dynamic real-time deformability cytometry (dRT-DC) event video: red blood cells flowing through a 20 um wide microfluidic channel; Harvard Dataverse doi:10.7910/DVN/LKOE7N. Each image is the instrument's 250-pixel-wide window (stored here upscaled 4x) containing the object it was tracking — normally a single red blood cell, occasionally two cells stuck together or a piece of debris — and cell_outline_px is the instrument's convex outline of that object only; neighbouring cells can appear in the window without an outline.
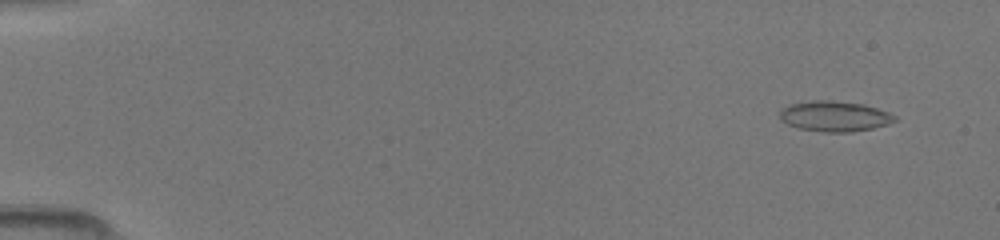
{"species": "common noctule bat (a hibernating species)", "species_latin": "Nyctalus noctula", "temperature_condition": "room temperature", "stored_images_in_passage": 49, "camera_frame_rate_fps": 3000, "um_per_image_px": 0.085, "animal": {"sex": "female", "body_mass_g": 19.5, "forearm_length_mm": 54.1}, "frame": {"image": 1, "passage_image": 4, "time_ms": 1.0, "image_size_px": [1000, 240], "cell_outline_px": [[896, 120], [888, 124], [872, 128], [852, 132], [824, 132], [800, 128], [788, 124], [780, 120], [780, 108], [788, 104], [812, 100], [828, 100], [864, 104], [888, 112], [896, 116]], "centroid_in_image_um": [70.91, 9.87], "position_along_channel_um": 14.1, "area_um2": 20.4}}
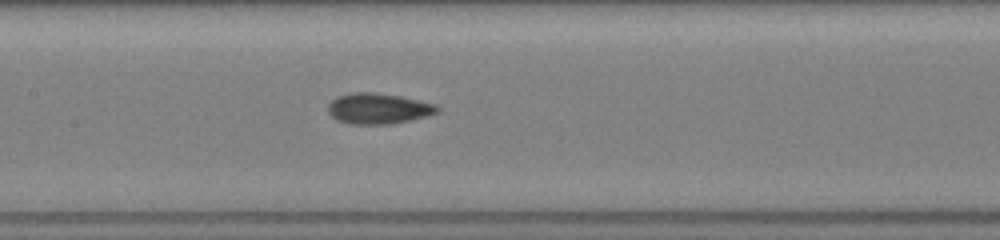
{"frame": {"image": 2, "passage_image": 25, "time_ms": 8.0, "image_size_px": [1000, 240], "cell_outline_px": [[440, 112], [428, 116], [392, 124], [348, 124], [336, 120], [328, 112], [328, 104], [336, 96], [352, 92], [376, 92], [400, 96], [436, 104], [440, 108]], "centroid_in_image_um": [32.16, 9.22], "position_along_channel_um": 175.2, "area_um2": 19.83}}
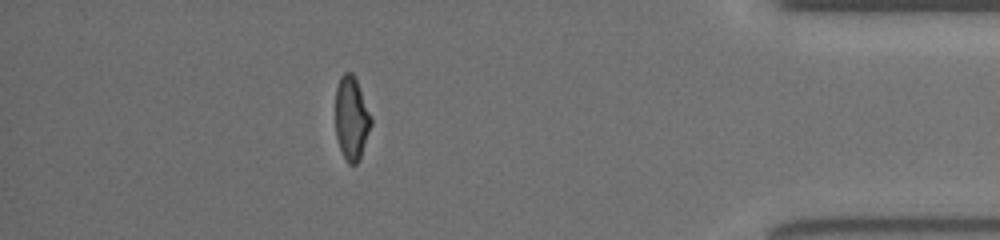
{"frame": {"image": 3, "passage_image": 44, "time_ms": 14.333, "image_size_px": [1000, 240], "cell_outline_px": [[372, 124], [360, 160], [356, 164], [348, 164], [340, 148], [336, 136], [336, 88], [340, 76], [344, 72], [352, 72], [356, 80], [372, 116]], "centroid_in_image_um": [29.89, 10.06], "position_along_channel_um": 405.3, "area_um2": 17.4}}